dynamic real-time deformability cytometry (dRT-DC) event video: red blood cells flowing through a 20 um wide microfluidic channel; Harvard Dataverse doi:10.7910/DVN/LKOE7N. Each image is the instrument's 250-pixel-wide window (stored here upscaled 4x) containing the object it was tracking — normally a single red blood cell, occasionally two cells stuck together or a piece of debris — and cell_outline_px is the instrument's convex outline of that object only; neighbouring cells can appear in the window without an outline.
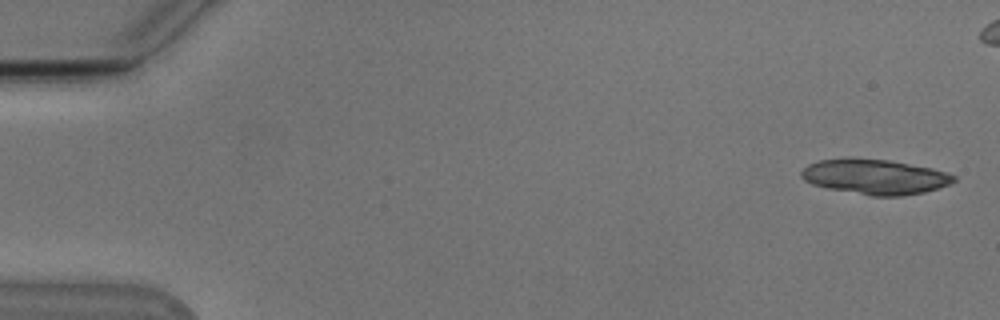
{"species": "Egyptian fruit bat (a non-hibernating species)", "species_latin": "Rousettus aegyptiacus", "temperature_condition": "cold", "stored_images_in_passage": 18, "camera_frame_rate_fps": 3000, "um_per_image_px": 0.085, "animal": {"sex": "male"}, "frame": {"image": 1, "passage_image": 1, "time_ms": 0.0, "image_size_px": [1000, 320], "cell_outline_px": [[956, 180], [948, 184], [924, 192], [900, 196], [872, 196], [828, 188], [812, 184], [804, 180], [800, 176], [800, 172], [808, 164], [820, 160], [848, 156], [852, 156], [888, 160], [932, 168], [956, 176]], "centroid_in_image_um": [74.31, 15.0], "position_along_channel_um": 10.7, "area_um2": 31.33}}